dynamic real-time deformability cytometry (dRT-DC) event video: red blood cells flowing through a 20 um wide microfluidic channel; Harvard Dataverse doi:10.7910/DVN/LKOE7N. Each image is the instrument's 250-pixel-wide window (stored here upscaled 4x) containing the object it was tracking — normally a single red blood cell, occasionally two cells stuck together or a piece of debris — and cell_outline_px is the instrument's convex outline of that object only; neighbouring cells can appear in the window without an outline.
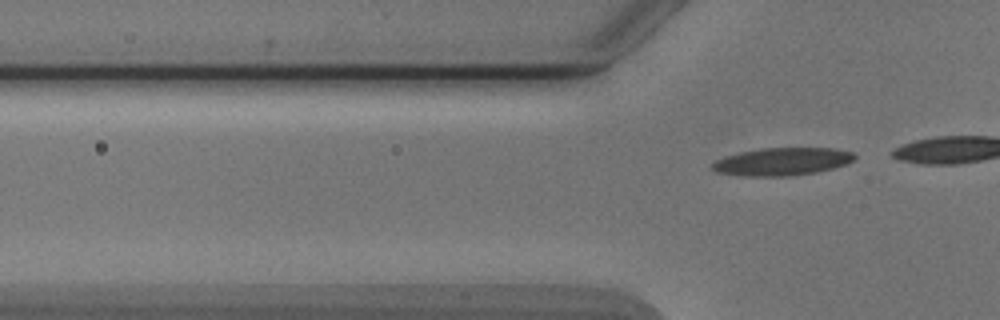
{"species": "Egyptian fruit bat (a non-hibernating species)", "species_latin": "Rousettus aegyptiacus", "temperature_condition": "cold", "stored_images_in_passage": 4, "camera_frame_rate_fps": 3000, "um_per_image_px": 0.085, "animal": {"sex": "male"}, "frame": {"image": 1, "passage_image": 4, "time_ms": 4.333, "image_size_px": [1000, 320], "cell_outline_px": [[856, 156], [852, 160], [844, 164], [832, 168], [816, 172], [788, 176], [744, 176], [716, 172], [712, 168], [712, 164], [716, 160], [724, 156], [740, 152], [760, 148], [832, 148], [852, 152]], "centroid_in_image_um": [66.44, 13.73], "position_along_channel_um": 59.4, "area_um2": 22.83}}